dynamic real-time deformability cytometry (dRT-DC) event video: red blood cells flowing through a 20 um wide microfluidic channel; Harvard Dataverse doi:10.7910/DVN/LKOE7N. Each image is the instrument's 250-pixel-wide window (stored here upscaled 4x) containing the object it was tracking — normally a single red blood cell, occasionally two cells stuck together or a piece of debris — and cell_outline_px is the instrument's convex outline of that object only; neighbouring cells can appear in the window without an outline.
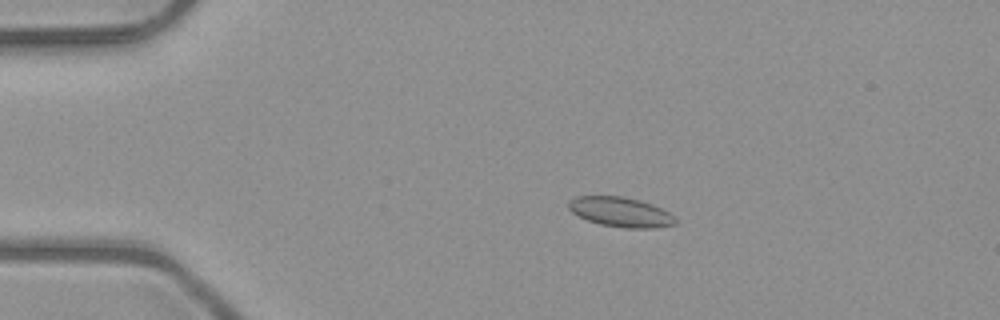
{"species": "common noctule bat (a hibernating species)", "species_latin": "Nyctalus noctula", "temperature_condition": "room temperature", "stored_images_in_passage": 51, "camera_frame_rate_fps": 3000, "um_per_image_px": 0.085, "animal": {"sex": "male", "body_mass_g": 23.1, "forearm_length_mm": 52.7}, "frame": {"image": 1, "passage_image": 10, "time_ms": 3.0, "image_size_px": [1000, 320], "cell_outline_px": [[676, 224], [652, 228], [624, 228], [600, 224], [588, 220], [572, 212], [568, 208], [568, 200], [576, 196], [620, 196], [640, 200], [652, 204], [668, 212], [676, 220]], "centroid_in_image_um": [52.72, 18.02], "position_along_channel_um": 32.3, "area_um2": 18.38}}
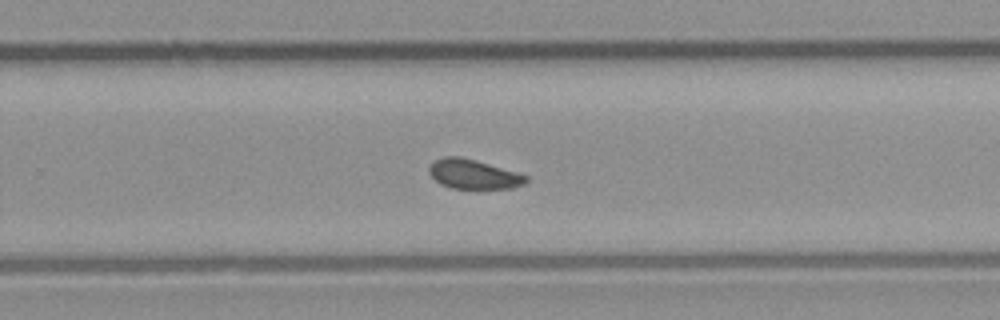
{"frame": {"image": 2, "passage_image": 33, "time_ms": 10.667, "image_size_px": [1000, 320], "cell_outline_px": [[528, 180], [524, 184], [512, 188], [452, 188], [440, 184], [428, 172], [428, 168], [436, 160], [444, 156], [460, 156], [476, 160], [516, 172], [528, 176]], "centroid_in_image_um": [40.24, 14.8], "position_along_channel_um": 289.6, "area_um2": 16.47}}
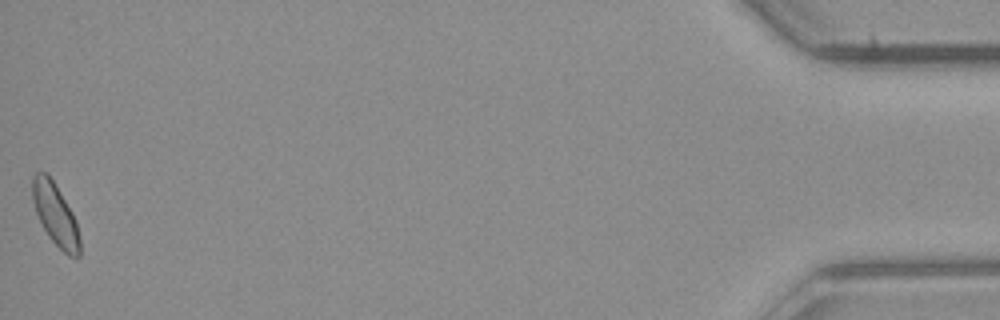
{"frame": {"image": 3, "passage_image": 51, "time_ms": 16.667, "image_size_px": [1000, 320], "cell_outline_px": [[80, 256], [68, 256], [48, 236], [36, 212], [32, 200], [32, 176], [36, 172], [48, 172], [72, 212], [76, 220], [80, 240]], "centroid_in_image_um": [4.7, 18.2], "position_along_channel_um": 430.5, "area_um2": 16.99}, "authors_computed_cell_mechanics": {"area_um2": 17.1666, "velocity_mm_per_s": 4.0323, "shape_relaxation_time_tau1_ms": null, "shape_relaxation_time_tau2_ms": 1.0628, "deformation_change_tau1": null, "deformation_change_tau2": 0.0587}}